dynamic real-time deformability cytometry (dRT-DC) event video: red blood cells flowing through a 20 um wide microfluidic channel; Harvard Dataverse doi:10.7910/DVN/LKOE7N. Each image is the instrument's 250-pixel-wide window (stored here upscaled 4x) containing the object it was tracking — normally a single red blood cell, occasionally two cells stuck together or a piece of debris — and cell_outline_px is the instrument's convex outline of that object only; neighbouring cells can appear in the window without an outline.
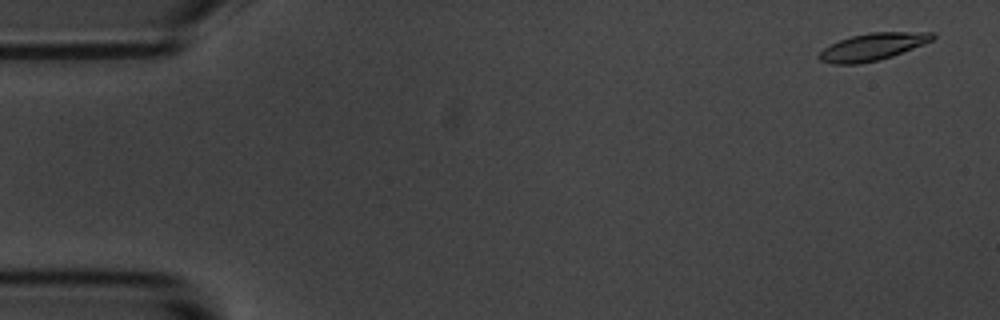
{"species": "common noctule bat (a hibernating species)", "species_latin": "Nyctalus noctula", "temperature_condition": "room temperature", "stored_images_in_passage": 5, "camera_frame_rate_fps": 3000, "um_per_image_px": 0.085, "animal": {"sex": "male", "body_mass_g": 20.1, "forearm_length_mm": 53.5}, "frame": {"image": 1, "passage_image": 1, "time_ms": 0.0, "image_size_px": [1000, 320], "cell_outline_px": [[936, 36], [932, 40], [924, 44], [892, 56], [876, 60], [856, 64], [836, 64], [820, 60], [816, 56], [824, 48], [840, 40], [852, 36], [868, 32], [936, 32]], "centroid_in_image_um": [74.19, 3.96], "position_along_channel_um": 10.8, "area_um2": 17.8}}